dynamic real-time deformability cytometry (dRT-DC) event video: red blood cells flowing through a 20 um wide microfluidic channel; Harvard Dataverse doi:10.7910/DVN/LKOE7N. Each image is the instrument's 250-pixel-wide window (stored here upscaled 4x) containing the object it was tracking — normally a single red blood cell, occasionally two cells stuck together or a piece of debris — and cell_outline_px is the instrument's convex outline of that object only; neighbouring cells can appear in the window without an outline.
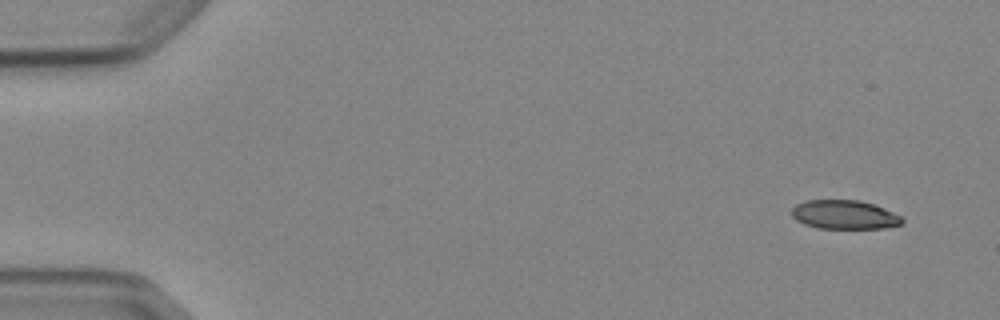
{"species": "Egyptian fruit bat (a non-hibernating species)", "species_latin": "Rousettus aegyptiacus", "temperature_condition": "cold", "stored_images_in_passage": 9, "camera_frame_rate_fps": 3000, "um_per_image_px": 0.085, "animal": {"sex": "female"}, "frame": {"image": 1, "passage_image": 1, "time_ms": 0.0, "image_size_px": [1000, 320], "cell_outline_px": [[904, 224], [884, 228], [820, 228], [804, 224], [796, 220], [792, 216], [792, 208], [796, 204], [804, 200], [860, 200], [884, 208], [900, 216], [904, 220]], "centroid_in_image_um": [71.77, 18.24], "position_along_channel_um": 13.2, "area_um2": 18.61}}
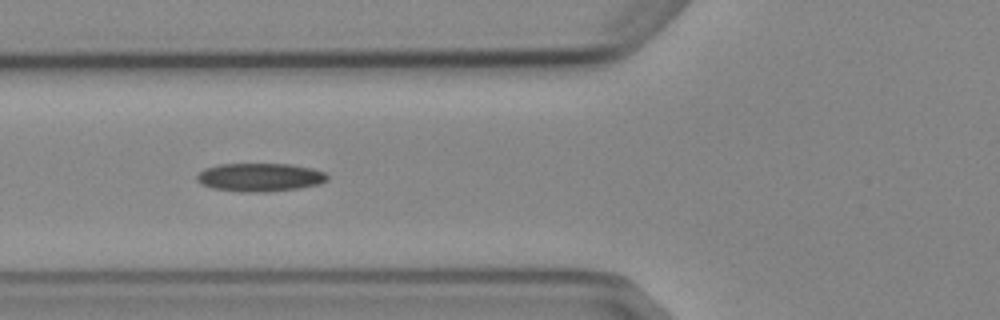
{"frame": {"image": 2, "passage_image": 6, "time_ms": 5.667, "image_size_px": [1000, 320], "cell_outline_px": [[328, 180], [320, 184], [296, 188], [264, 192], [244, 192], [212, 188], [196, 180], [196, 176], [204, 168], [220, 164], [292, 164], [312, 168], [324, 172], [328, 176]], "centroid_in_image_um": [22.1, 15.06], "position_along_channel_um": 103.7, "area_um2": 21.44}}